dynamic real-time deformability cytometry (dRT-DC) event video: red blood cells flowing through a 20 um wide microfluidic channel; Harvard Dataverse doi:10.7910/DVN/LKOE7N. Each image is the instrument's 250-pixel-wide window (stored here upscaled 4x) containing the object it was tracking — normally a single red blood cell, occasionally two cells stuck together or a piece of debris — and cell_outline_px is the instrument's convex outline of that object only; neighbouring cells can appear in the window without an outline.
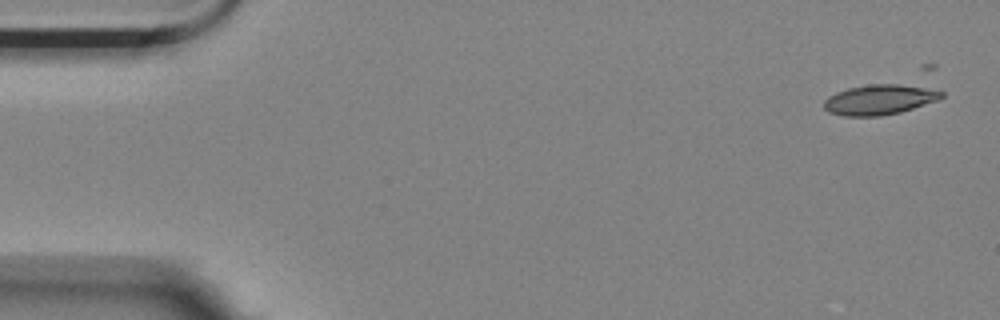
{"species": "Egyptian fruit bat (a non-hibernating species)", "species_latin": "Rousettus aegyptiacus", "temperature_condition": "room temperature", "stored_images_in_passage": 4, "camera_frame_rate_fps": 3000, "um_per_image_px": 0.085, "animal": {"sex": "female"}, "frame": {"image": 1, "passage_image": 1, "time_ms": 0.0, "image_size_px": [1000, 320], "cell_outline_px": [[944, 96], [936, 100], [900, 112], [880, 116], [844, 116], [828, 112], [824, 108], [824, 100], [828, 96], [836, 92], [848, 88], [868, 84], [900, 84], [924, 88], [944, 92]], "centroid_in_image_um": [74.69, 8.47], "position_along_channel_um": 10.3, "area_um2": 20.4}}
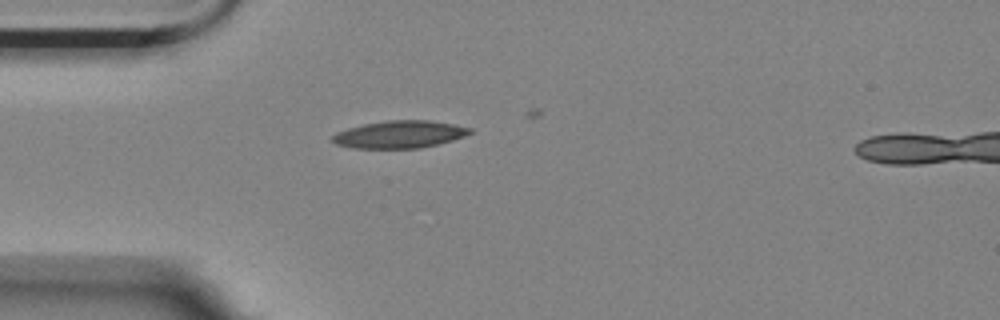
{"frame": {"image": 2, "passage_image": 4, "time_ms": 1.0, "image_size_px": [1000, 320], "cell_outline_px": [[472, 132], [464, 136], [452, 140], [420, 148], [352, 148], [336, 144], [328, 140], [336, 132], [348, 128], [364, 124], [388, 120], [432, 120], [472, 128]], "centroid_in_image_um": [33.92, 11.42], "position_along_channel_um": 51.1, "area_um2": 21.96}}